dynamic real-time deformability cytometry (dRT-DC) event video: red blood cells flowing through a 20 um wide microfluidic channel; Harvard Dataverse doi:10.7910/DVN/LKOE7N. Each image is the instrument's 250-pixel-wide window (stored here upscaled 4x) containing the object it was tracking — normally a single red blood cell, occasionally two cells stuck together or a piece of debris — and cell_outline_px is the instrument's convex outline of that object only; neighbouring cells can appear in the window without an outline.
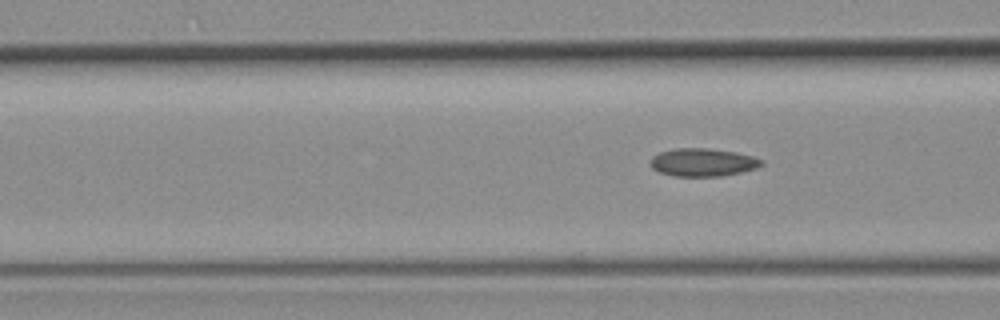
{"species": "common noctule bat (a hibernating species)", "species_latin": "Nyctalus noctula", "temperature_condition": "room temperature", "stored_images_in_passage": 7, "segment_of_instrument_passage": [2, 2], "camera_frame_rate_fps": 3000, "um_per_image_px": 0.085, "animal": {"sex": "female", "body_mass_g": 19.3, "forearm_length_mm": 54.1}, "frame": {"image": 1, "passage_image": 7, "time_ms": 8.0, "image_size_px": [1000, 320], "cell_outline_px": [[764, 164], [756, 168], [740, 172], [720, 176], [672, 176], [660, 172], [652, 168], [652, 156], [660, 152], [672, 148], [708, 148], [736, 152], [752, 156], [764, 160]], "centroid_in_image_um": [59.75, 13.79], "position_along_channel_um": 106.8, "area_um2": 18.09}}